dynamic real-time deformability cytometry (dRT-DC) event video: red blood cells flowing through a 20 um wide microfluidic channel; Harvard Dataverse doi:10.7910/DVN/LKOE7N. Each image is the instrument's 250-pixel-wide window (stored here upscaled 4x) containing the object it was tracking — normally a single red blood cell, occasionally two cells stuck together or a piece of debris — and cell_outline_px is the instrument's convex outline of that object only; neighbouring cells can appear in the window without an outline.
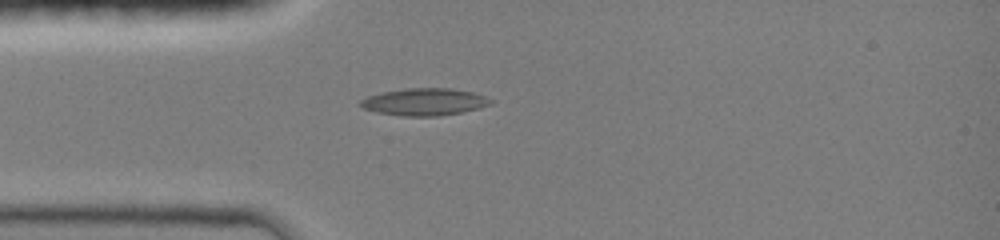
{"species": "common noctule bat (a hibernating species)", "species_latin": "Nyctalus noctula", "temperature_condition": "room temperature", "stored_images_in_passage": 29, "camera_frame_rate_fps": 3000, "um_per_image_px": 0.085, "animal": {"sex": "female", "body_mass_g": 19.0, "forearm_length_mm": 51.5}, "frame": {"image": 1, "passage_image": 1, "time_ms": 0.0, "image_size_px": [1000, 240], "cell_outline_px": [[496, 100], [492, 104], [480, 108], [460, 112], [436, 116], [404, 116], [376, 112], [364, 108], [360, 104], [360, 100], [368, 96], [380, 92], [404, 88], [452, 88], [472, 92]], "centroid_in_image_um": [36.1, 8.65], "position_along_channel_um": 48.9, "area_um2": 20.69}}
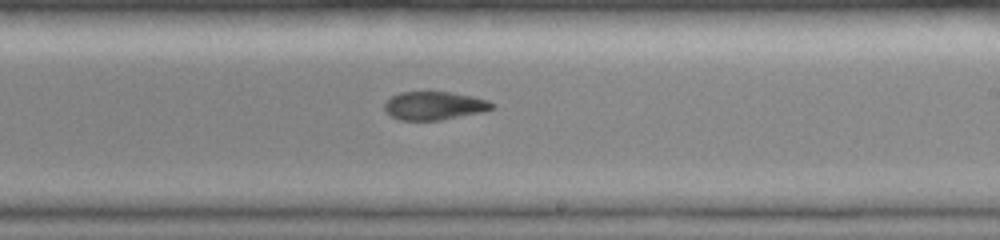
{"frame": {"image": 2, "passage_image": 17, "time_ms": 5.0, "image_size_px": [1000, 240], "cell_outline_px": [[492, 108], [480, 112], [440, 120], [400, 120], [384, 112], [384, 104], [392, 96], [400, 92], [448, 92], [472, 96], [488, 100], [492, 104]], "centroid_in_image_um": [36.85, 8.98], "position_along_channel_um": 252.1, "area_um2": 17.46}}
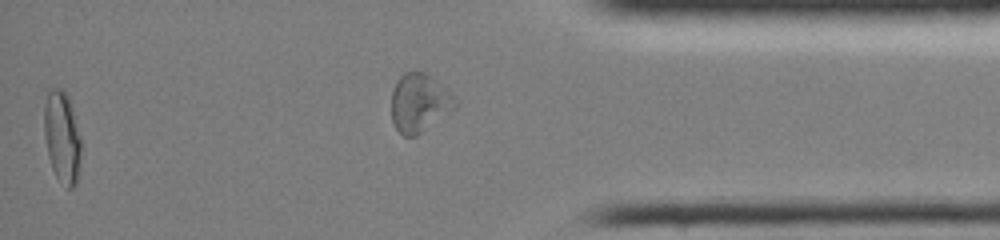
{"frame": {"image": 3, "passage_image": 28, "time_ms": 8.667, "image_size_px": [1000, 240], "cell_outline_px": [[80, 168], [76, 184], [72, 188], [68, 188], [56, 176], [52, 168], [48, 156], [44, 136], [44, 104], [48, 88], [64, 88], [68, 96], [72, 108], [80, 136]], "centroid_in_image_um": [5.26, 11.61], "position_along_channel_um": 429.9, "area_um2": 19.94}, "authors_computed_cell_mechanics": {"area_um2": 19.0162, "velocity_mm_per_s": 4.1943, "shape_relaxation_time_tau1_ms": null, "shape_relaxation_time_tau2_ms": 4.0957, "deformation_change_tau1": null, "deformation_change_tau2": 0.0981}}